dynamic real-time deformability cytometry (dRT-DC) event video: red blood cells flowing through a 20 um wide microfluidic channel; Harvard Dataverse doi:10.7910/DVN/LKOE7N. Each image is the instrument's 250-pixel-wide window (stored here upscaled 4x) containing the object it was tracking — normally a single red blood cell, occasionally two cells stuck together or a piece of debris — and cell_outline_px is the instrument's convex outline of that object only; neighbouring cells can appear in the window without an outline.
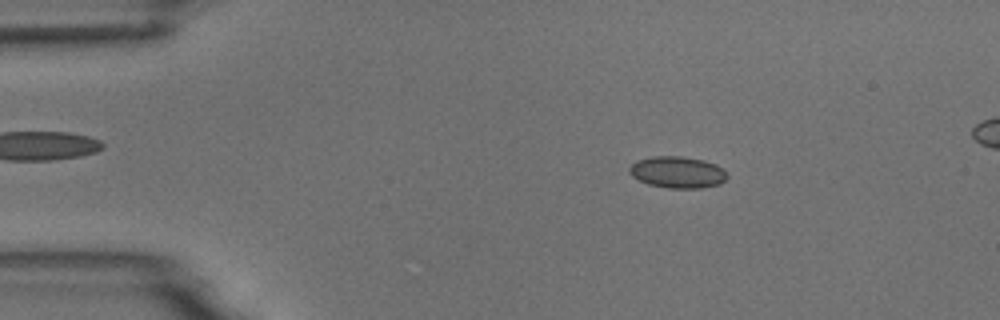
{"species": "common noctule bat (a hibernating species)", "species_latin": "Nyctalus noctula", "temperature_condition": "room temperature", "stored_images_in_passage": 5, "camera_frame_rate_fps": 3000, "um_per_image_px": 0.085, "animal": {"sex": "male", "body_mass_g": 18.8}, "frame": {"image": 1, "passage_image": 2, "time_ms": 1.0, "image_size_px": [1000, 320], "cell_outline_px": [[728, 176], [720, 184], [700, 188], [668, 188], [648, 184], [632, 176], [628, 172], [628, 168], [636, 160], [652, 156], [680, 156], [704, 160], [716, 164]], "centroid_in_image_um": [57.55, 14.63], "position_along_channel_um": 27.4, "area_um2": 17.98}}